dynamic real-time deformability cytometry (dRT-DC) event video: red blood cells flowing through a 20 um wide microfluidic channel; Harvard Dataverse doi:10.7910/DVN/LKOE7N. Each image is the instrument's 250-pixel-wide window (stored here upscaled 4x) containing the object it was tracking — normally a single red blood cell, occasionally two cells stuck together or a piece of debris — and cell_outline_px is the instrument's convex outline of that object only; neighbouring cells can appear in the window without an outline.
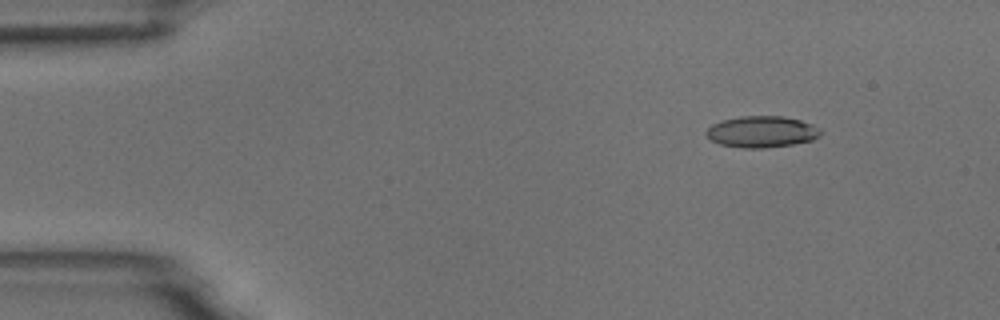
{"species": "common noctule bat (a hibernating species)", "species_latin": "Nyctalus noctula", "temperature_condition": "room temperature", "stored_images_in_passage": 4, "camera_frame_rate_fps": 3000, "um_per_image_px": 0.085, "animal": {"sex": "male", "body_mass_g": 18.8}, "frame": {"image": 1, "passage_image": 2, "time_ms": 1.333, "image_size_px": [1000, 320], "cell_outline_px": [[820, 136], [812, 140], [792, 144], [764, 148], [744, 148], [720, 144], [712, 140], [704, 132], [712, 124], [724, 120], [740, 116], [784, 116], [800, 120], [812, 124], [820, 128]], "centroid_in_image_um": [64.76, 11.19], "position_along_channel_um": 20.2, "area_um2": 20.81}}
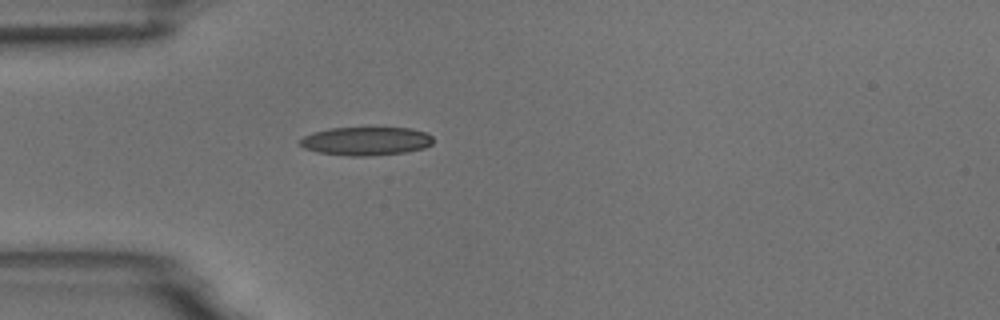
{"frame": {"image": 2, "passage_image": 4, "time_ms": 4.333, "image_size_px": [1000, 320], "cell_outline_px": [[432, 144], [424, 148], [404, 152], [372, 156], [352, 156], [316, 152], [304, 148], [300, 144], [300, 140], [304, 136], [312, 132], [328, 128], [408, 128], [424, 132], [432, 136]], "centroid_in_image_um": [31.08, 12.0], "position_along_channel_um": 53.9, "area_um2": 22.02}}